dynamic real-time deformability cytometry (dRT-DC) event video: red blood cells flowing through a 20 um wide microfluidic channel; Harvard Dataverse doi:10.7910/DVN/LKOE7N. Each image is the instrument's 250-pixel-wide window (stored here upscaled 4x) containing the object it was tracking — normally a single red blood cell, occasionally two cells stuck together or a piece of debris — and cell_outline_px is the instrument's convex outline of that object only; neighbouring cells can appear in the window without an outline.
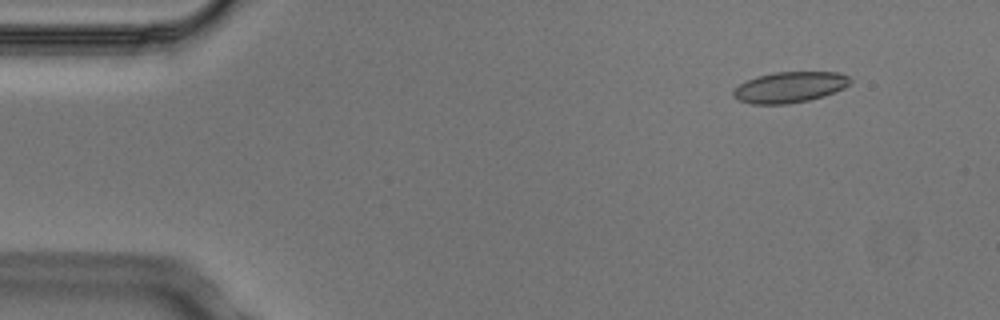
{"species": "Egyptian fruit bat (a non-hibernating species)", "species_latin": "Rousettus aegyptiacus", "temperature_condition": "cold", "stored_images_in_passage": 4, "camera_frame_rate_fps": 3000, "um_per_image_px": 0.085, "animal": {"sex": "male"}, "frame": {"image": 1, "passage_image": 2, "time_ms": 0.333, "image_size_px": [1000, 320], "cell_outline_px": [[852, 80], [844, 88], [824, 96], [808, 100], [788, 104], [752, 104], [740, 100], [732, 96], [732, 92], [740, 84], [756, 76], [776, 72], [840, 72], [848, 76]], "centroid_in_image_um": [67.13, 7.41], "position_along_channel_um": 17.9, "area_um2": 20.92}}